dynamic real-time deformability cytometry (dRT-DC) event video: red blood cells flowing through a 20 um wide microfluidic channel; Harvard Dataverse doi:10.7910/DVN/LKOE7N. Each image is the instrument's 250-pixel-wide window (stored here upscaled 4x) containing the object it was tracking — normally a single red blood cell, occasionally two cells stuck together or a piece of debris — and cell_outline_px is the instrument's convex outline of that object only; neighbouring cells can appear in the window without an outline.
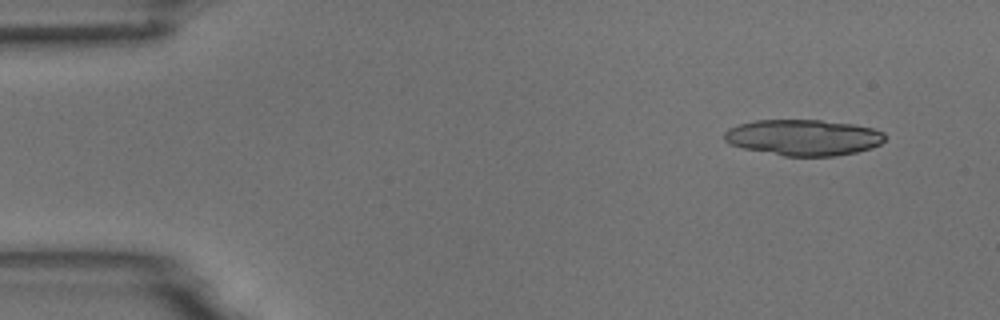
{"species": "common noctule bat (a hibernating species)", "species_latin": "Nyctalus noctula", "temperature_condition": "room temperature", "stored_images_in_passage": 5, "camera_frame_rate_fps": 3000, "um_per_image_px": 0.085, "animal": {"sex": "male", "body_mass_g": 18.8}, "frame": {"image": 1, "passage_image": 5, "time_ms": 1.333, "image_size_px": [1000, 320], "cell_outline_px": [[884, 140], [880, 144], [872, 148], [856, 152], [836, 156], [784, 156], [744, 148], [728, 144], [724, 140], [724, 132], [728, 128], [740, 124], [756, 120], [820, 120], [852, 124], [872, 128], [884, 132]], "centroid_in_image_um": [68.28, 11.69], "position_along_channel_um": 16.7, "area_um2": 33.7}}